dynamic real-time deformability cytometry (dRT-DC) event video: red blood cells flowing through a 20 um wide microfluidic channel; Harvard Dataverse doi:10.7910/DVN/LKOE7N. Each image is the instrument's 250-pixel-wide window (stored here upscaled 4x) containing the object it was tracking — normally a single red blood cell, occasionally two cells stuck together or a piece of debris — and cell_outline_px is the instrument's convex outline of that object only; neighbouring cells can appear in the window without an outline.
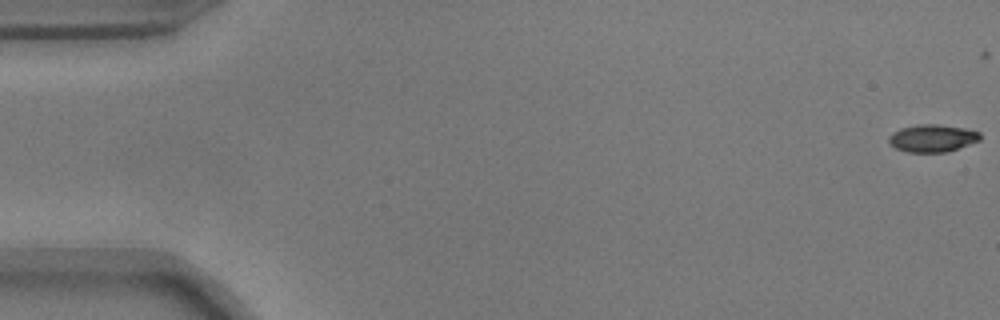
{"species": "common noctule bat (a hibernating species)", "species_latin": "Nyctalus noctula", "temperature_condition": "warm", "stored_images_in_passage": 16, "camera_frame_rate_fps": 3000, "um_per_image_px": 0.085, "animal": {"sex": "male", "body_mass_g": 17.9}, "frame": {"image": 1, "passage_image": 1, "time_ms": 0.0, "image_size_px": [1000, 320], "cell_outline_px": [[980, 140], [948, 152], [908, 152], [896, 148], [888, 144], [888, 136], [892, 132], [900, 128], [920, 124], [940, 124], [964, 128], [980, 132]], "centroid_in_image_um": [79.22, 11.74], "position_along_channel_um": 5.8, "area_um2": 14.74}}
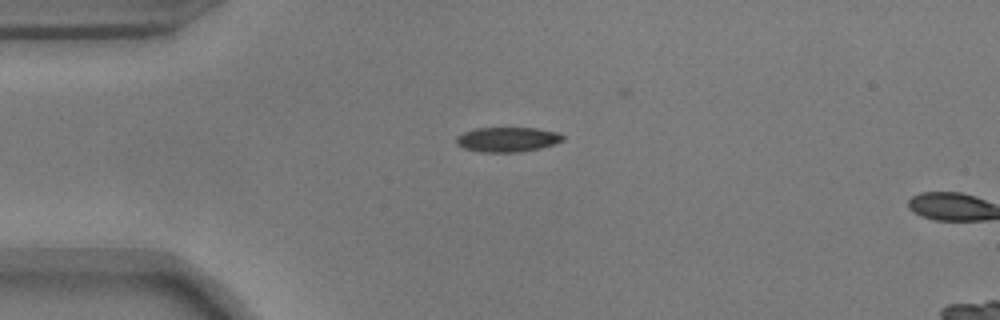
{"frame": {"image": 2, "passage_image": 14, "time_ms": 4.333, "image_size_px": [1000, 320], "cell_outline_px": [[564, 140], [540, 148], [520, 152], [480, 152], [464, 148], [456, 144], [456, 136], [464, 132], [476, 128], [536, 128], [556, 132], [564, 136]], "centroid_in_image_um": [43.1, 11.85], "position_along_channel_um": 41.9, "area_um2": 15.32}}